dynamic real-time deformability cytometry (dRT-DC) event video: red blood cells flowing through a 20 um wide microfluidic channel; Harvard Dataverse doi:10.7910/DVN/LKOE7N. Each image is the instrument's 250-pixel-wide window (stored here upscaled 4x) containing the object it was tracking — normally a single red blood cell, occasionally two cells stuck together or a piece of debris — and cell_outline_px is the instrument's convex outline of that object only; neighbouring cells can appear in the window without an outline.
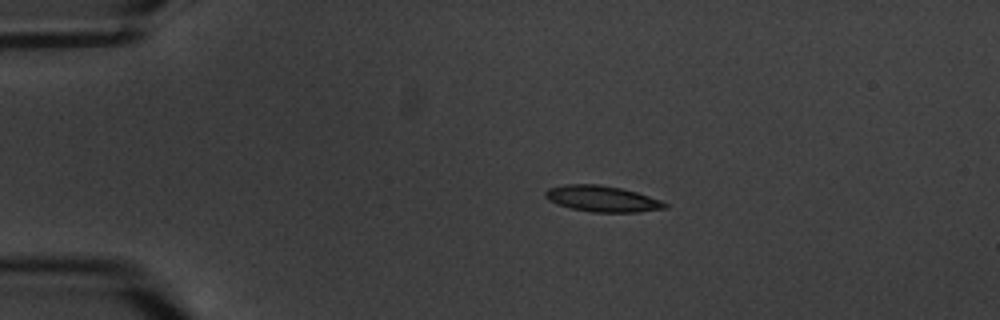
{"species": "common noctule bat (a hibernating species)", "species_latin": "Nyctalus noctula", "temperature_condition": "warm", "stored_images_in_passage": 8, "camera_frame_rate_fps": 3000, "um_per_image_px": 0.085, "animal": {"sex": "male", "body_mass_g": 20.1, "forearm_length_mm": 53.5}, "frame": {"image": 1, "passage_image": 3, "time_ms": 2.333, "image_size_px": [1000, 320], "cell_outline_px": [[668, 208], [640, 212], [592, 212], [572, 208], [548, 200], [544, 196], [544, 192], [548, 188], [564, 184], [596, 184], [620, 188], [636, 192], [660, 200], [668, 204]], "centroid_in_image_um": [51.19, 16.89], "position_along_channel_um": 33.8, "area_um2": 18.03}}
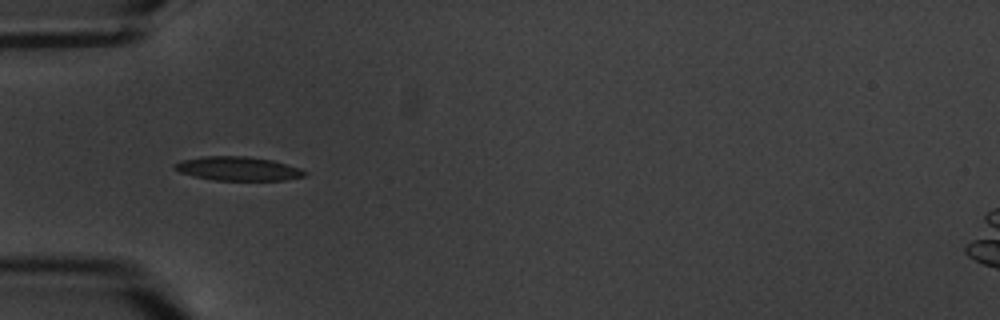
{"frame": {"image": 2, "passage_image": 5, "time_ms": 4.667, "image_size_px": [1000, 320], "cell_outline_px": [[308, 172], [304, 176], [284, 180], [216, 180], [196, 176], [180, 172], [172, 168], [172, 164], [180, 160], [204, 156], [248, 156], [272, 160], [300, 168]], "centroid_in_image_um": [20.2, 14.32], "position_along_channel_um": 64.8, "area_um2": 18.09}}